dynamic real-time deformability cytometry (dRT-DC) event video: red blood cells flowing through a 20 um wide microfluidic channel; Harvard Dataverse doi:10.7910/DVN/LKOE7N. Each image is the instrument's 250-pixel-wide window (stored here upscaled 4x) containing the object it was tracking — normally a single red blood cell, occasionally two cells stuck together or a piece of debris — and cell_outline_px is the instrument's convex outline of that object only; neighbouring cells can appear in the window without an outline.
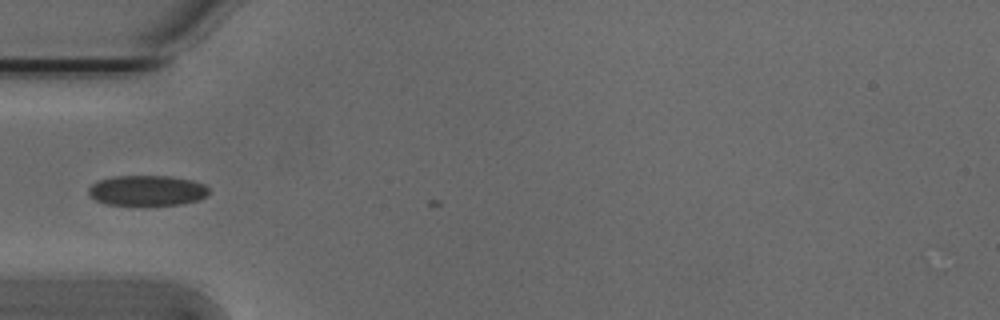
{"species": "Egyptian fruit bat (a non-hibernating species)", "species_latin": "Rousettus aegyptiacus", "temperature_condition": "cold", "stored_images_in_passage": 3, "camera_frame_rate_fps": 3000, "um_per_image_px": 0.085, "animal": {"sex": "male"}, "frame": {"image": 1, "passage_image": 1, "time_ms": 0.0, "image_size_px": [1000, 320], "cell_outline_px": [[208, 192], [200, 200], [180, 204], [144, 208], [104, 204], [88, 196], [88, 188], [92, 184], [100, 180], [112, 176], [168, 176], [192, 180], [204, 184], [208, 188]], "centroid_in_image_um": [12.45, 16.24], "position_along_channel_um": 72.5, "area_um2": 22.2}}